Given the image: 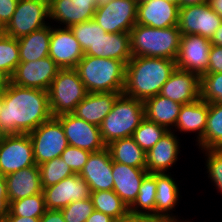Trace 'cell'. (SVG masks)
<instances>
[{
	"label": "cell",
	"instance_id": "53",
	"mask_svg": "<svg viewBox=\"0 0 222 222\" xmlns=\"http://www.w3.org/2000/svg\"><path fill=\"white\" fill-rule=\"evenodd\" d=\"M177 218H178V216H176V215L175 216L174 215L166 216V217L159 218L158 222H190L189 220L188 221L187 220L181 221V220H178Z\"/></svg>",
	"mask_w": 222,
	"mask_h": 222
},
{
	"label": "cell",
	"instance_id": "38",
	"mask_svg": "<svg viewBox=\"0 0 222 222\" xmlns=\"http://www.w3.org/2000/svg\"><path fill=\"white\" fill-rule=\"evenodd\" d=\"M69 28L84 53L107 33L93 19L74 24Z\"/></svg>",
	"mask_w": 222,
	"mask_h": 222
},
{
	"label": "cell",
	"instance_id": "57",
	"mask_svg": "<svg viewBox=\"0 0 222 222\" xmlns=\"http://www.w3.org/2000/svg\"><path fill=\"white\" fill-rule=\"evenodd\" d=\"M109 1H111V0H95L96 6L108 3Z\"/></svg>",
	"mask_w": 222,
	"mask_h": 222
},
{
	"label": "cell",
	"instance_id": "48",
	"mask_svg": "<svg viewBox=\"0 0 222 222\" xmlns=\"http://www.w3.org/2000/svg\"><path fill=\"white\" fill-rule=\"evenodd\" d=\"M114 218L100 211L94 210L86 222H112Z\"/></svg>",
	"mask_w": 222,
	"mask_h": 222
},
{
	"label": "cell",
	"instance_id": "42",
	"mask_svg": "<svg viewBox=\"0 0 222 222\" xmlns=\"http://www.w3.org/2000/svg\"><path fill=\"white\" fill-rule=\"evenodd\" d=\"M90 154V151L68 145L60 157L69 165L74 174H79Z\"/></svg>",
	"mask_w": 222,
	"mask_h": 222
},
{
	"label": "cell",
	"instance_id": "32",
	"mask_svg": "<svg viewBox=\"0 0 222 222\" xmlns=\"http://www.w3.org/2000/svg\"><path fill=\"white\" fill-rule=\"evenodd\" d=\"M156 187L155 173H148L142 180L139 193L134 203L129 207V211L155 217Z\"/></svg>",
	"mask_w": 222,
	"mask_h": 222
},
{
	"label": "cell",
	"instance_id": "11",
	"mask_svg": "<svg viewBox=\"0 0 222 222\" xmlns=\"http://www.w3.org/2000/svg\"><path fill=\"white\" fill-rule=\"evenodd\" d=\"M222 18L208 3L179 7L178 27L181 35L198 34L211 40Z\"/></svg>",
	"mask_w": 222,
	"mask_h": 222
},
{
	"label": "cell",
	"instance_id": "10",
	"mask_svg": "<svg viewBox=\"0 0 222 222\" xmlns=\"http://www.w3.org/2000/svg\"><path fill=\"white\" fill-rule=\"evenodd\" d=\"M36 165L28 134L5 135L0 143V173L4 176Z\"/></svg>",
	"mask_w": 222,
	"mask_h": 222
},
{
	"label": "cell",
	"instance_id": "18",
	"mask_svg": "<svg viewBox=\"0 0 222 222\" xmlns=\"http://www.w3.org/2000/svg\"><path fill=\"white\" fill-rule=\"evenodd\" d=\"M112 158L108 148L91 152L79 175L91 192L113 190Z\"/></svg>",
	"mask_w": 222,
	"mask_h": 222
},
{
	"label": "cell",
	"instance_id": "33",
	"mask_svg": "<svg viewBox=\"0 0 222 222\" xmlns=\"http://www.w3.org/2000/svg\"><path fill=\"white\" fill-rule=\"evenodd\" d=\"M94 210L100 211L112 218H119L129 211L128 206L113 191H96L91 192Z\"/></svg>",
	"mask_w": 222,
	"mask_h": 222
},
{
	"label": "cell",
	"instance_id": "45",
	"mask_svg": "<svg viewBox=\"0 0 222 222\" xmlns=\"http://www.w3.org/2000/svg\"><path fill=\"white\" fill-rule=\"evenodd\" d=\"M9 200L5 176L0 173V220L2 221L9 213Z\"/></svg>",
	"mask_w": 222,
	"mask_h": 222
},
{
	"label": "cell",
	"instance_id": "41",
	"mask_svg": "<svg viewBox=\"0 0 222 222\" xmlns=\"http://www.w3.org/2000/svg\"><path fill=\"white\" fill-rule=\"evenodd\" d=\"M203 152L207 156L205 167L209 173L208 178L222 194V149H203Z\"/></svg>",
	"mask_w": 222,
	"mask_h": 222
},
{
	"label": "cell",
	"instance_id": "58",
	"mask_svg": "<svg viewBox=\"0 0 222 222\" xmlns=\"http://www.w3.org/2000/svg\"><path fill=\"white\" fill-rule=\"evenodd\" d=\"M4 136H5V134L2 132V130L0 128V143L2 142Z\"/></svg>",
	"mask_w": 222,
	"mask_h": 222
},
{
	"label": "cell",
	"instance_id": "5",
	"mask_svg": "<svg viewBox=\"0 0 222 222\" xmlns=\"http://www.w3.org/2000/svg\"><path fill=\"white\" fill-rule=\"evenodd\" d=\"M144 118L143 101L120 94L99 126L104 144L107 146L115 140L132 137Z\"/></svg>",
	"mask_w": 222,
	"mask_h": 222
},
{
	"label": "cell",
	"instance_id": "7",
	"mask_svg": "<svg viewBox=\"0 0 222 222\" xmlns=\"http://www.w3.org/2000/svg\"><path fill=\"white\" fill-rule=\"evenodd\" d=\"M28 135L33 146L34 160L38 166L60 157L69 145L61 122L56 117L43 122Z\"/></svg>",
	"mask_w": 222,
	"mask_h": 222
},
{
	"label": "cell",
	"instance_id": "59",
	"mask_svg": "<svg viewBox=\"0 0 222 222\" xmlns=\"http://www.w3.org/2000/svg\"><path fill=\"white\" fill-rule=\"evenodd\" d=\"M3 34V29L0 27V36Z\"/></svg>",
	"mask_w": 222,
	"mask_h": 222
},
{
	"label": "cell",
	"instance_id": "20",
	"mask_svg": "<svg viewBox=\"0 0 222 222\" xmlns=\"http://www.w3.org/2000/svg\"><path fill=\"white\" fill-rule=\"evenodd\" d=\"M179 6L168 0L138 1L136 24L153 28L178 26Z\"/></svg>",
	"mask_w": 222,
	"mask_h": 222
},
{
	"label": "cell",
	"instance_id": "55",
	"mask_svg": "<svg viewBox=\"0 0 222 222\" xmlns=\"http://www.w3.org/2000/svg\"><path fill=\"white\" fill-rule=\"evenodd\" d=\"M4 105V89H0V113Z\"/></svg>",
	"mask_w": 222,
	"mask_h": 222
},
{
	"label": "cell",
	"instance_id": "56",
	"mask_svg": "<svg viewBox=\"0 0 222 222\" xmlns=\"http://www.w3.org/2000/svg\"><path fill=\"white\" fill-rule=\"evenodd\" d=\"M138 1H146V0H138ZM168 1L178 5L179 7H182V0H168Z\"/></svg>",
	"mask_w": 222,
	"mask_h": 222
},
{
	"label": "cell",
	"instance_id": "24",
	"mask_svg": "<svg viewBox=\"0 0 222 222\" xmlns=\"http://www.w3.org/2000/svg\"><path fill=\"white\" fill-rule=\"evenodd\" d=\"M120 94L122 93H87L86 97L76 106L72 114L88 123L100 126Z\"/></svg>",
	"mask_w": 222,
	"mask_h": 222
},
{
	"label": "cell",
	"instance_id": "28",
	"mask_svg": "<svg viewBox=\"0 0 222 222\" xmlns=\"http://www.w3.org/2000/svg\"><path fill=\"white\" fill-rule=\"evenodd\" d=\"M169 173H155L157 183L155 196V217L172 216V211L179 203V187Z\"/></svg>",
	"mask_w": 222,
	"mask_h": 222
},
{
	"label": "cell",
	"instance_id": "9",
	"mask_svg": "<svg viewBox=\"0 0 222 222\" xmlns=\"http://www.w3.org/2000/svg\"><path fill=\"white\" fill-rule=\"evenodd\" d=\"M138 0H111L97 6L93 20L107 33H130L136 24Z\"/></svg>",
	"mask_w": 222,
	"mask_h": 222
},
{
	"label": "cell",
	"instance_id": "37",
	"mask_svg": "<svg viewBox=\"0 0 222 222\" xmlns=\"http://www.w3.org/2000/svg\"><path fill=\"white\" fill-rule=\"evenodd\" d=\"M168 130L144 118L132 134L134 141L145 151L150 150Z\"/></svg>",
	"mask_w": 222,
	"mask_h": 222
},
{
	"label": "cell",
	"instance_id": "17",
	"mask_svg": "<svg viewBox=\"0 0 222 222\" xmlns=\"http://www.w3.org/2000/svg\"><path fill=\"white\" fill-rule=\"evenodd\" d=\"M200 87L198 74L176 68L162 86L159 95L184 105L201 98Z\"/></svg>",
	"mask_w": 222,
	"mask_h": 222
},
{
	"label": "cell",
	"instance_id": "44",
	"mask_svg": "<svg viewBox=\"0 0 222 222\" xmlns=\"http://www.w3.org/2000/svg\"><path fill=\"white\" fill-rule=\"evenodd\" d=\"M19 0H0V27L4 29L10 22Z\"/></svg>",
	"mask_w": 222,
	"mask_h": 222
},
{
	"label": "cell",
	"instance_id": "43",
	"mask_svg": "<svg viewBox=\"0 0 222 222\" xmlns=\"http://www.w3.org/2000/svg\"><path fill=\"white\" fill-rule=\"evenodd\" d=\"M222 73V47L211 45L209 50L208 69L205 74Z\"/></svg>",
	"mask_w": 222,
	"mask_h": 222
},
{
	"label": "cell",
	"instance_id": "51",
	"mask_svg": "<svg viewBox=\"0 0 222 222\" xmlns=\"http://www.w3.org/2000/svg\"><path fill=\"white\" fill-rule=\"evenodd\" d=\"M208 4L222 18V0H208Z\"/></svg>",
	"mask_w": 222,
	"mask_h": 222
},
{
	"label": "cell",
	"instance_id": "26",
	"mask_svg": "<svg viewBox=\"0 0 222 222\" xmlns=\"http://www.w3.org/2000/svg\"><path fill=\"white\" fill-rule=\"evenodd\" d=\"M208 117V102L201 98L194 102L187 103L181 106L179 115L175 124L176 128L172 131L180 132H196V140L199 142L204 135V131L207 125Z\"/></svg>",
	"mask_w": 222,
	"mask_h": 222
},
{
	"label": "cell",
	"instance_id": "54",
	"mask_svg": "<svg viewBox=\"0 0 222 222\" xmlns=\"http://www.w3.org/2000/svg\"><path fill=\"white\" fill-rule=\"evenodd\" d=\"M8 79L0 73V89H4Z\"/></svg>",
	"mask_w": 222,
	"mask_h": 222
},
{
	"label": "cell",
	"instance_id": "21",
	"mask_svg": "<svg viewBox=\"0 0 222 222\" xmlns=\"http://www.w3.org/2000/svg\"><path fill=\"white\" fill-rule=\"evenodd\" d=\"M180 140L174 131H167L160 140L146 152L148 173H167L176 164L180 153Z\"/></svg>",
	"mask_w": 222,
	"mask_h": 222
},
{
	"label": "cell",
	"instance_id": "31",
	"mask_svg": "<svg viewBox=\"0 0 222 222\" xmlns=\"http://www.w3.org/2000/svg\"><path fill=\"white\" fill-rule=\"evenodd\" d=\"M203 149H222V104L208 103L207 125L203 138L196 144Z\"/></svg>",
	"mask_w": 222,
	"mask_h": 222
},
{
	"label": "cell",
	"instance_id": "39",
	"mask_svg": "<svg viewBox=\"0 0 222 222\" xmlns=\"http://www.w3.org/2000/svg\"><path fill=\"white\" fill-rule=\"evenodd\" d=\"M201 81V99L208 103L222 104V73L203 74Z\"/></svg>",
	"mask_w": 222,
	"mask_h": 222
},
{
	"label": "cell",
	"instance_id": "34",
	"mask_svg": "<svg viewBox=\"0 0 222 222\" xmlns=\"http://www.w3.org/2000/svg\"><path fill=\"white\" fill-rule=\"evenodd\" d=\"M19 63L18 40L3 33L0 36V73L9 80Z\"/></svg>",
	"mask_w": 222,
	"mask_h": 222
},
{
	"label": "cell",
	"instance_id": "3",
	"mask_svg": "<svg viewBox=\"0 0 222 222\" xmlns=\"http://www.w3.org/2000/svg\"><path fill=\"white\" fill-rule=\"evenodd\" d=\"M75 69L88 93H123L126 74L123 61L84 55Z\"/></svg>",
	"mask_w": 222,
	"mask_h": 222
},
{
	"label": "cell",
	"instance_id": "52",
	"mask_svg": "<svg viewBox=\"0 0 222 222\" xmlns=\"http://www.w3.org/2000/svg\"><path fill=\"white\" fill-rule=\"evenodd\" d=\"M208 3V0H182V7Z\"/></svg>",
	"mask_w": 222,
	"mask_h": 222
},
{
	"label": "cell",
	"instance_id": "12",
	"mask_svg": "<svg viewBox=\"0 0 222 222\" xmlns=\"http://www.w3.org/2000/svg\"><path fill=\"white\" fill-rule=\"evenodd\" d=\"M61 68L49 57L20 62L9 79L16 86L48 91Z\"/></svg>",
	"mask_w": 222,
	"mask_h": 222
},
{
	"label": "cell",
	"instance_id": "40",
	"mask_svg": "<svg viewBox=\"0 0 222 222\" xmlns=\"http://www.w3.org/2000/svg\"><path fill=\"white\" fill-rule=\"evenodd\" d=\"M93 211L94 206L91 198L71 202L61 209L66 222H86Z\"/></svg>",
	"mask_w": 222,
	"mask_h": 222
},
{
	"label": "cell",
	"instance_id": "23",
	"mask_svg": "<svg viewBox=\"0 0 222 222\" xmlns=\"http://www.w3.org/2000/svg\"><path fill=\"white\" fill-rule=\"evenodd\" d=\"M5 182L9 203L43 192L37 164L6 175Z\"/></svg>",
	"mask_w": 222,
	"mask_h": 222
},
{
	"label": "cell",
	"instance_id": "19",
	"mask_svg": "<svg viewBox=\"0 0 222 222\" xmlns=\"http://www.w3.org/2000/svg\"><path fill=\"white\" fill-rule=\"evenodd\" d=\"M95 0H48L49 18L64 27L92 20L96 11Z\"/></svg>",
	"mask_w": 222,
	"mask_h": 222
},
{
	"label": "cell",
	"instance_id": "49",
	"mask_svg": "<svg viewBox=\"0 0 222 222\" xmlns=\"http://www.w3.org/2000/svg\"><path fill=\"white\" fill-rule=\"evenodd\" d=\"M39 221H40V218L15 216V215H12L10 212L2 220V222H39Z\"/></svg>",
	"mask_w": 222,
	"mask_h": 222
},
{
	"label": "cell",
	"instance_id": "14",
	"mask_svg": "<svg viewBox=\"0 0 222 222\" xmlns=\"http://www.w3.org/2000/svg\"><path fill=\"white\" fill-rule=\"evenodd\" d=\"M211 41L198 34L181 35L176 58V68L198 74L200 77L208 69Z\"/></svg>",
	"mask_w": 222,
	"mask_h": 222
},
{
	"label": "cell",
	"instance_id": "27",
	"mask_svg": "<svg viewBox=\"0 0 222 222\" xmlns=\"http://www.w3.org/2000/svg\"><path fill=\"white\" fill-rule=\"evenodd\" d=\"M145 118L172 131L182 104L156 95L143 101Z\"/></svg>",
	"mask_w": 222,
	"mask_h": 222
},
{
	"label": "cell",
	"instance_id": "50",
	"mask_svg": "<svg viewBox=\"0 0 222 222\" xmlns=\"http://www.w3.org/2000/svg\"><path fill=\"white\" fill-rule=\"evenodd\" d=\"M211 44L222 47V24L215 31L213 37L211 38Z\"/></svg>",
	"mask_w": 222,
	"mask_h": 222
},
{
	"label": "cell",
	"instance_id": "15",
	"mask_svg": "<svg viewBox=\"0 0 222 222\" xmlns=\"http://www.w3.org/2000/svg\"><path fill=\"white\" fill-rule=\"evenodd\" d=\"M43 194L46 209L61 210L71 202L89 199L91 191L85 180L74 174L55 185L44 187Z\"/></svg>",
	"mask_w": 222,
	"mask_h": 222
},
{
	"label": "cell",
	"instance_id": "13",
	"mask_svg": "<svg viewBox=\"0 0 222 222\" xmlns=\"http://www.w3.org/2000/svg\"><path fill=\"white\" fill-rule=\"evenodd\" d=\"M62 125L68 144L90 152L106 148L99 126L77 118L74 114H63L56 117Z\"/></svg>",
	"mask_w": 222,
	"mask_h": 222
},
{
	"label": "cell",
	"instance_id": "6",
	"mask_svg": "<svg viewBox=\"0 0 222 222\" xmlns=\"http://www.w3.org/2000/svg\"><path fill=\"white\" fill-rule=\"evenodd\" d=\"M87 93L75 68L60 69L48 90L52 116L73 113Z\"/></svg>",
	"mask_w": 222,
	"mask_h": 222
},
{
	"label": "cell",
	"instance_id": "1",
	"mask_svg": "<svg viewBox=\"0 0 222 222\" xmlns=\"http://www.w3.org/2000/svg\"><path fill=\"white\" fill-rule=\"evenodd\" d=\"M48 91L19 87L7 81L0 128L5 135L29 134L52 118Z\"/></svg>",
	"mask_w": 222,
	"mask_h": 222
},
{
	"label": "cell",
	"instance_id": "36",
	"mask_svg": "<svg viewBox=\"0 0 222 222\" xmlns=\"http://www.w3.org/2000/svg\"><path fill=\"white\" fill-rule=\"evenodd\" d=\"M43 192L10 202L9 212L15 216L40 218L46 211Z\"/></svg>",
	"mask_w": 222,
	"mask_h": 222
},
{
	"label": "cell",
	"instance_id": "22",
	"mask_svg": "<svg viewBox=\"0 0 222 222\" xmlns=\"http://www.w3.org/2000/svg\"><path fill=\"white\" fill-rule=\"evenodd\" d=\"M146 168H136L119 162L112 163L113 191L128 208L134 203L144 177Z\"/></svg>",
	"mask_w": 222,
	"mask_h": 222
},
{
	"label": "cell",
	"instance_id": "30",
	"mask_svg": "<svg viewBox=\"0 0 222 222\" xmlns=\"http://www.w3.org/2000/svg\"><path fill=\"white\" fill-rule=\"evenodd\" d=\"M112 161L136 168H146V152L132 137L115 140L106 146Z\"/></svg>",
	"mask_w": 222,
	"mask_h": 222
},
{
	"label": "cell",
	"instance_id": "35",
	"mask_svg": "<svg viewBox=\"0 0 222 222\" xmlns=\"http://www.w3.org/2000/svg\"><path fill=\"white\" fill-rule=\"evenodd\" d=\"M42 187H49L74 175L72 169L61 158H54L39 165Z\"/></svg>",
	"mask_w": 222,
	"mask_h": 222
},
{
	"label": "cell",
	"instance_id": "29",
	"mask_svg": "<svg viewBox=\"0 0 222 222\" xmlns=\"http://www.w3.org/2000/svg\"><path fill=\"white\" fill-rule=\"evenodd\" d=\"M51 25L18 38L20 62H33L49 56Z\"/></svg>",
	"mask_w": 222,
	"mask_h": 222
},
{
	"label": "cell",
	"instance_id": "8",
	"mask_svg": "<svg viewBox=\"0 0 222 222\" xmlns=\"http://www.w3.org/2000/svg\"><path fill=\"white\" fill-rule=\"evenodd\" d=\"M48 0H19L10 22L3 33L13 38H21L50 23Z\"/></svg>",
	"mask_w": 222,
	"mask_h": 222
},
{
	"label": "cell",
	"instance_id": "46",
	"mask_svg": "<svg viewBox=\"0 0 222 222\" xmlns=\"http://www.w3.org/2000/svg\"><path fill=\"white\" fill-rule=\"evenodd\" d=\"M112 222H158V218L149 214L133 213L128 211L121 217L113 219Z\"/></svg>",
	"mask_w": 222,
	"mask_h": 222
},
{
	"label": "cell",
	"instance_id": "16",
	"mask_svg": "<svg viewBox=\"0 0 222 222\" xmlns=\"http://www.w3.org/2000/svg\"><path fill=\"white\" fill-rule=\"evenodd\" d=\"M51 26L49 57L61 68H76L84 52L68 27Z\"/></svg>",
	"mask_w": 222,
	"mask_h": 222
},
{
	"label": "cell",
	"instance_id": "2",
	"mask_svg": "<svg viewBox=\"0 0 222 222\" xmlns=\"http://www.w3.org/2000/svg\"><path fill=\"white\" fill-rule=\"evenodd\" d=\"M175 69V60L146 56L132 57L126 64L123 94L142 101L156 96Z\"/></svg>",
	"mask_w": 222,
	"mask_h": 222
},
{
	"label": "cell",
	"instance_id": "25",
	"mask_svg": "<svg viewBox=\"0 0 222 222\" xmlns=\"http://www.w3.org/2000/svg\"><path fill=\"white\" fill-rule=\"evenodd\" d=\"M84 55L116 59L127 64L132 58L130 33H106Z\"/></svg>",
	"mask_w": 222,
	"mask_h": 222
},
{
	"label": "cell",
	"instance_id": "47",
	"mask_svg": "<svg viewBox=\"0 0 222 222\" xmlns=\"http://www.w3.org/2000/svg\"><path fill=\"white\" fill-rule=\"evenodd\" d=\"M39 222H66L61 210H46Z\"/></svg>",
	"mask_w": 222,
	"mask_h": 222
},
{
	"label": "cell",
	"instance_id": "4",
	"mask_svg": "<svg viewBox=\"0 0 222 222\" xmlns=\"http://www.w3.org/2000/svg\"><path fill=\"white\" fill-rule=\"evenodd\" d=\"M181 32L178 26L153 28L135 24L130 31L132 57L146 56L176 60Z\"/></svg>",
	"mask_w": 222,
	"mask_h": 222
}]
</instances>
